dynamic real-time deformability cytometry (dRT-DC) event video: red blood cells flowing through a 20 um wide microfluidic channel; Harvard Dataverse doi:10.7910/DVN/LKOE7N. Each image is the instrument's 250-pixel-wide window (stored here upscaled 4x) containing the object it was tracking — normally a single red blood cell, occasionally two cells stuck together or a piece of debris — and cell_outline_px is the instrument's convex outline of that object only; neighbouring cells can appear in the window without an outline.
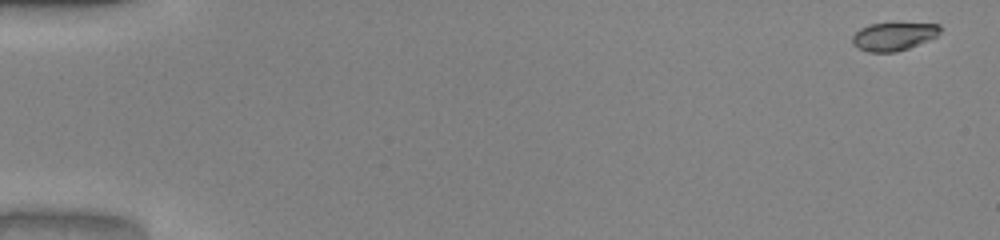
{"species": "common noctule bat (a hibernating species)", "species_latin": "Nyctalus noctula", "temperature_condition": "warm", "stored_images_in_passage": 51, "camera_frame_rate_fps": 3000, "um_per_image_px": 0.085, "animal": {"sex": "male", "body_mass_g": 20.0, "forearm_length_mm": 53.3}, "frame": {"image": 1, "passage_image": 1, "time_ms": 0.0, "image_size_px": [1000, 240], "cell_outline_px": [[940, 32], [936, 36], [908, 48], [896, 52], [868, 52], [856, 48], [852, 44], [852, 36], [860, 28], [868, 24], [940, 24]], "centroid_in_image_um": [75.89, 3.11], "position_along_channel_um": 9.1, "area_um2": 14.16}}
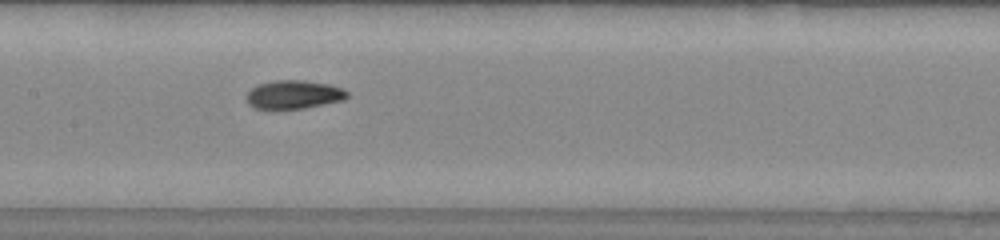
{"frame": {"image": 2, "passage_image": 26, "time_ms": 8.333, "image_size_px": [1000, 240], "cell_outline_px": [[348, 96], [344, 100], [304, 108], [252, 108], [248, 104], [248, 92], [252, 88], [260, 84], [276, 80], [304, 80], [328, 84], [340, 88], [348, 92]], "centroid_in_image_um": [24.99, 8.03], "position_along_channel_um": 182.4, "area_um2": 16.42}}
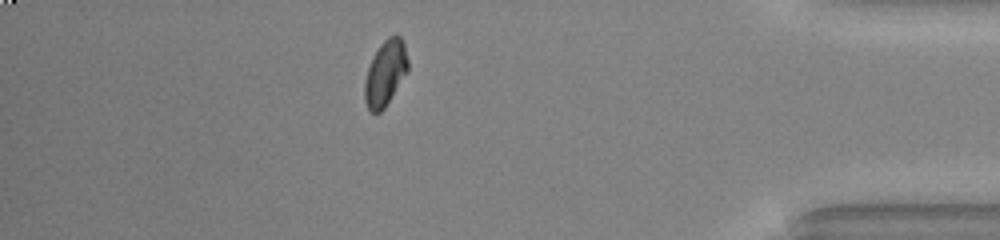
{"frame": {"image": 3, "passage_image": 45, "time_ms": 14.667, "image_size_px": [1000, 240], "cell_outline_px": [[408, 72], [384, 108], [380, 112], [372, 112], [368, 108], [364, 100], [364, 80], [372, 56], [380, 44], [388, 36], [396, 32], [400, 36], [404, 44], [408, 60]], "centroid_in_image_um": [32.75, 6.17], "position_along_channel_um": 402.4, "area_um2": 16.7}, "authors_computed_cell_mechanics": {"area_um2": 16.2418, "velocity_mm_per_s": 4.0609, "shape_relaxation_time_tau1_ms": 5.8303, "shape_relaxation_time_tau2_ms": 1.4229, "deformation_change_tau1": 0.1915, "deformation_change_tau2": 0.0481}}